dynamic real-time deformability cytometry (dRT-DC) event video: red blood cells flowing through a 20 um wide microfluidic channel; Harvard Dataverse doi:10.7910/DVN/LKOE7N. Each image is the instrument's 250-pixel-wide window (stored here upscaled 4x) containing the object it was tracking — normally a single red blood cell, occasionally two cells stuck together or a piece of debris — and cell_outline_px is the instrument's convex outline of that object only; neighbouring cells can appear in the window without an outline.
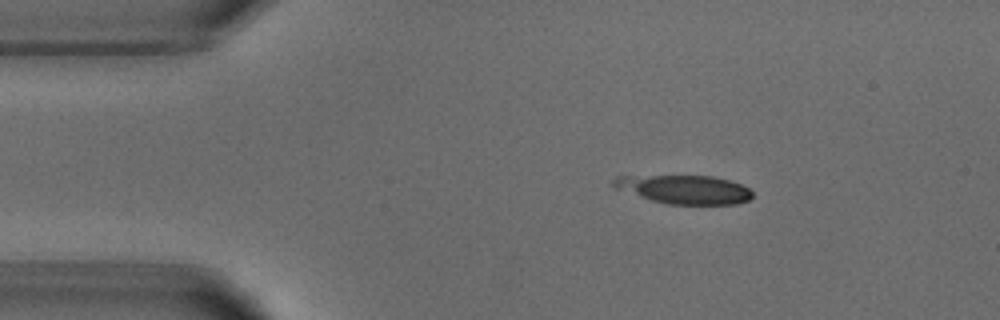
{"species": "common noctule bat (a hibernating species)", "species_latin": "Nyctalus noctula", "temperature_condition": "warm", "stored_images_in_passage": 6, "camera_frame_rate_fps": 3000, "um_per_image_px": 0.085, "animal": {"sex": "male", "body_mass_g": 18.8}, "frame": {"image": 1, "passage_image": 2, "time_ms": 1.333, "image_size_px": [1000, 320], "cell_outline_px": [[752, 196], [748, 200], [736, 204], [668, 204], [652, 200], [612, 188], [612, 180], [616, 176], [712, 176], [728, 180], [740, 184], [748, 188], [752, 192]], "centroid_in_image_um": [58.13, 16.1], "position_along_channel_um": 26.9, "area_um2": 23.06}}
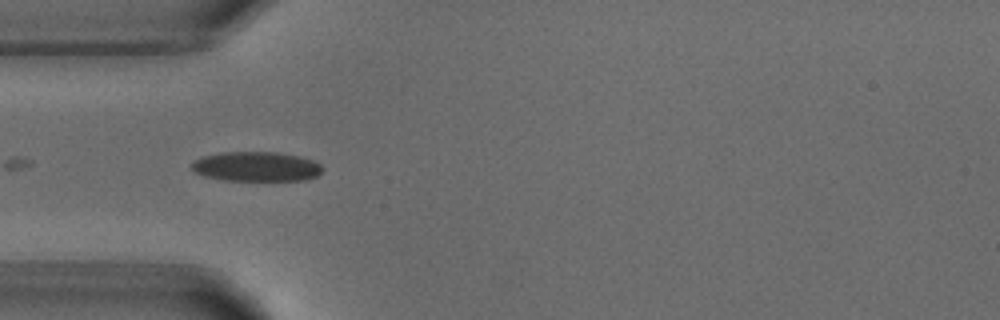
{"frame": {"image": 2, "passage_image": 4, "time_ms": 3.667, "image_size_px": [1000, 320], "cell_outline_px": [[324, 168], [316, 176], [308, 180], [224, 180], [204, 176], [196, 172], [192, 168], [192, 164], [200, 156], [220, 152], [280, 152], [300, 156], [312, 160], [320, 164]], "centroid_in_image_um": [21.8, 14.15], "position_along_channel_um": 63.2, "area_um2": 22.66}}
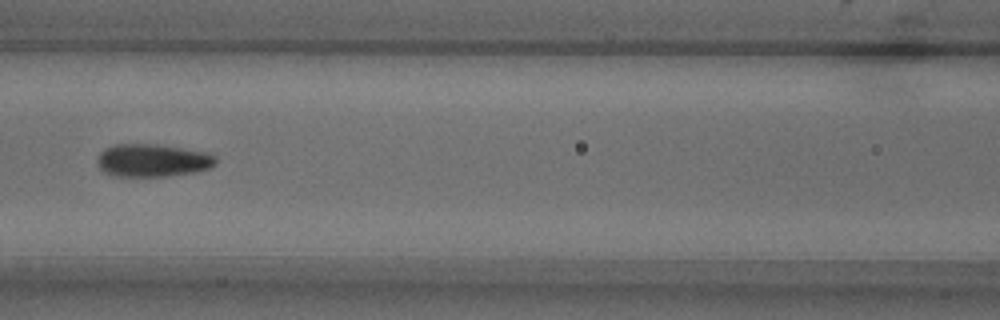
{"frame": {"image": 3, "passage_image": 6, "time_ms": 6.0, "image_size_px": [1000, 320], "cell_outline_px": [[216, 164], [212, 168], [196, 172], [168, 176], [112, 176], [104, 172], [96, 164], [96, 156], [104, 148], [112, 144], [156, 144], [208, 152], [216, 156]], "centroid_in_image_um": [12.95, 13.63], "position_along_channel_um": 153.6, "area_um2": 23.12}}